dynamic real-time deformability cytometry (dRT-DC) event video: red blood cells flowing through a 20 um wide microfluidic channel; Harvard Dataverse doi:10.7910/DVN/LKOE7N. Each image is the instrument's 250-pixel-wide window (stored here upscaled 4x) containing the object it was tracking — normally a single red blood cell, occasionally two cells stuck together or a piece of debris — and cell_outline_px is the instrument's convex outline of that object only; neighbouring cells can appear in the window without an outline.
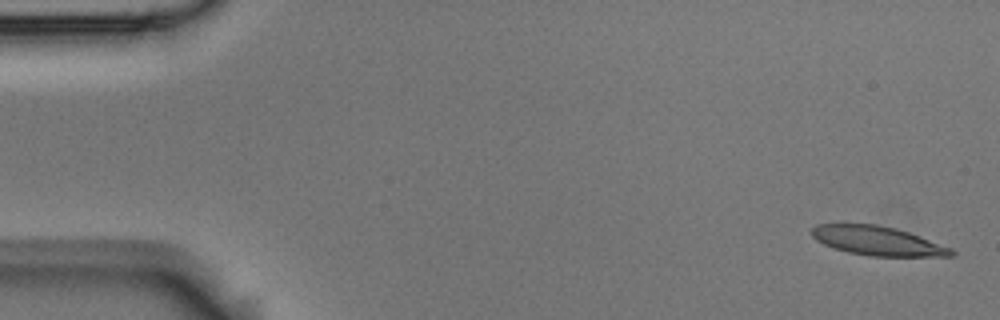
{"species": "Egyptian fruit bat (a non-hibernating species)", "species_latin": "Rousettus aegyptiacus", "temperature_condition": "room temperature", "stored_images_in_passage": 6, "camera_frame_rate_fps": 3000, "um_per_image_px": 0.085, "animal": {"sex": "male"}, "frame": {"image": 1, "passage_image": 1, "time_ms": 0.0, "image_size_px": [1000, 320], "cell_outline_px": [[956, 256], [872, 256], [848, 252], [832, 248], [816, 240], [812, 236], [812, 228], [816, 224], [840, 220], [844, 220], [876, 224], [896, 228], [920, 236], [952, 248], [956, 252]], "centroid_in_image_um": [74.5, 20.41], "position_along_channel_um": 10.5, "area_um2": 24.62}}
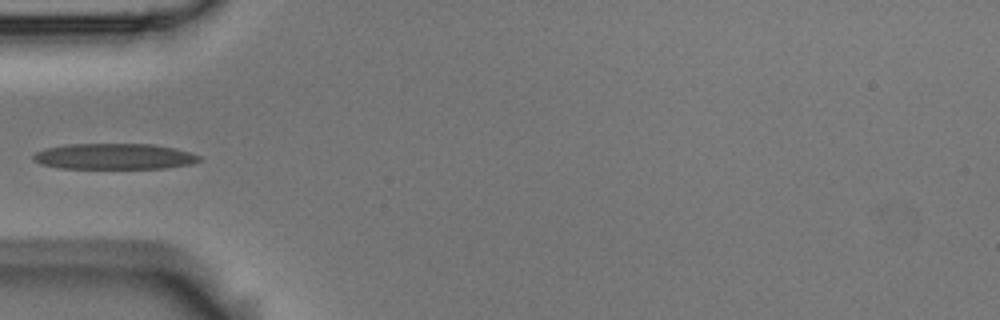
{"frame": {"image": 2, "passage_image": 5, "time_ms": 1.333, "image_size_px": [1000, 320], "cell_outline_px": [[200, 160], [192, 164], [164, 168], [60, 168], [40, 164], [32, 156], [36, 152], [44, 148], [68, 144], [152, 144], [176, 148], [200, 156]], "centroid_in_image_um": [9.7, 13.29], "position_along_channel_um": 75.3, "area_um2": 24.91}}
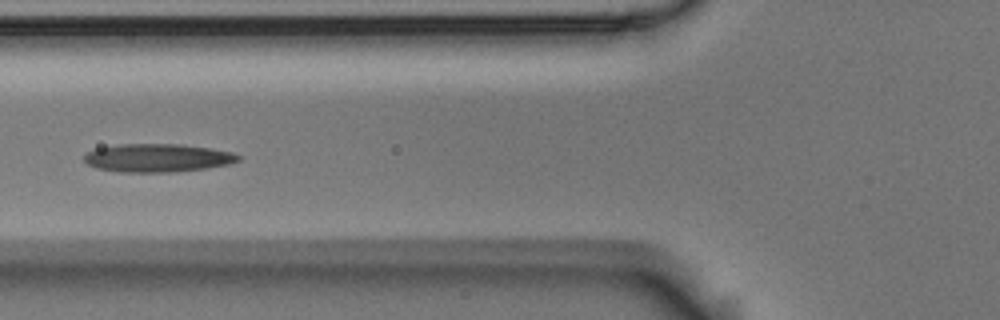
{"frame": {"image": 3, "passage_image": 6, "time_ms": 1.667, "image_size_px": [1000, 320], "cell_outline_px": [[240, 160], [228, 164], [204, 168], [172, 172], [120, 172], [96, 168], [88, 164], [84, 160], [84, 156], [88, 152], [96, 148], [120, 144], [184, 144], [212, 148], [232, 152], [240, 156]], "centroid_in_image_um": [13.39, 13.41], "position_along_channel_um": 112.4, "area_um2": 25.37}}